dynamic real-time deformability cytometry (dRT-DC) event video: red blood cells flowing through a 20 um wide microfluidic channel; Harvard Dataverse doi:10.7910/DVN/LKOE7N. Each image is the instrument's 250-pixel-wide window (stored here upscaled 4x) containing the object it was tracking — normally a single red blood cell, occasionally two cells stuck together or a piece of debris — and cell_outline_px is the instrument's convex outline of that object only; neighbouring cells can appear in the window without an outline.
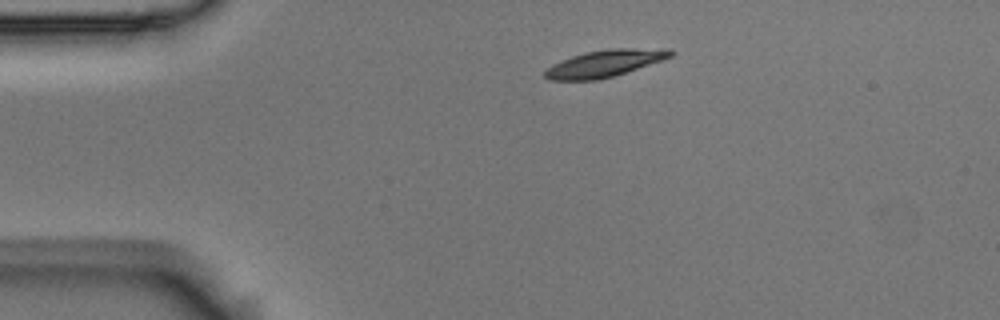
{"species": "Egyptian fruit bat (a non-hibernating species)", "species_latin": "Rousettus aegyptiacus", "temperature_condition": "room temperature", "stored_images_in_passage": 2, "camera_frame_rate_fps": 3000, "um_per_image_px": 0.085, "animal": {"sex": "male"}, "frame": {"image": 1, "passage_image": 1, "time_ms": 0.0, "image_size_px": [1000, 320], "cell_outline_px": [[676, 52], [672, 56], [612, 76], [596, 80], [548, 80], [544, 76], [544, 72], [552, 64], [560, 60], [584, 52], [608, 48], [668, 48]], "centroid_in_image_um": [51.37, 5.37], "position_along_channel_um": 33.6, "area_um2": 19.59}}